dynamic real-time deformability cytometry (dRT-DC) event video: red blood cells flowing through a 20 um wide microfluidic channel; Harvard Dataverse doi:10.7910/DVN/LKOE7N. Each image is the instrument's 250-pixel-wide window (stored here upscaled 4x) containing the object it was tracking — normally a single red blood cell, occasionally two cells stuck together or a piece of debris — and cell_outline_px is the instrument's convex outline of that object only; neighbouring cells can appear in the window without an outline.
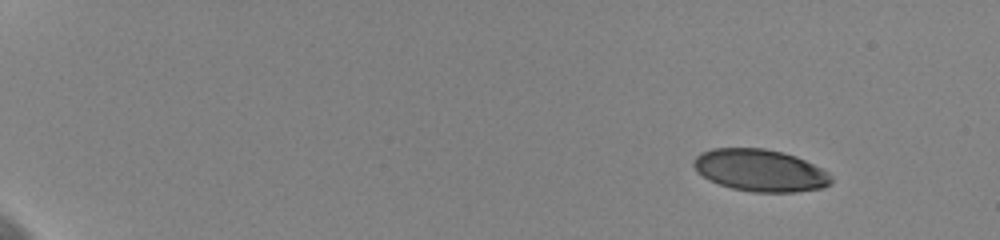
{"species": "human", "species_latin": "Homo sapiens", "temperature_condition": "cold", "stored_images_in_passage": 53, "camera_frame_rate_fps": 3000, "um_per_image_px": 0.085, "donor": {"sex": "female"}, "frame": {"image": 1, "passage_image": 1, "time_ms": 0.0, "image_size_px": [1000, 240], "cell_outline_px": [[832, 184], [824, 188], [796, 192], [756, 192], [732, 188], [708, 180], [696, 172], [692, 164], [692, 160], [700, 152], [712, 148], [764, 148], [784, 152], [796, 156], [828, 172], [832, 176]], "centroid_in_image_um": [64.6, 14.48], "position_along_channel_um": 20.4, "area_um2": 34.04}}
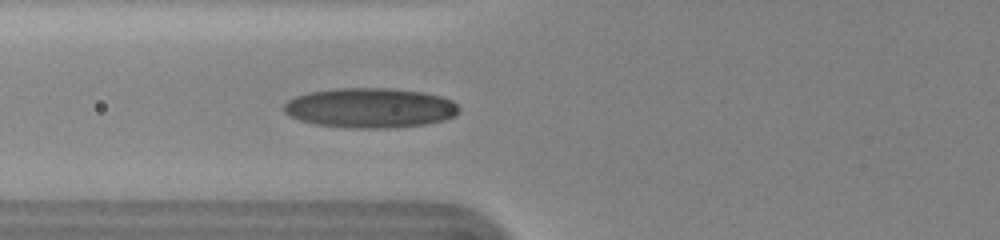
{"frame": {"image": 2, "passage_image": 20, "time_ms": 6.333, "image_size_px": [1000, 240], "cell_outline_px": [[460, 112], [456, 116], [444, 120], [424, 124], [396, 128], [348, 128], [316, 124], [300, 120], [288, 116], [284, 112], [284, 104], [288, 100], [296, 96], [308, 92], [336, 88], [388, 88], [424, 92], [440, 96], [452, 100], [460, 108]], "centroid_in_image_um": [31.47, 9.17], "position_along_channel_um": 94.3, "area_um2": 40.98}}
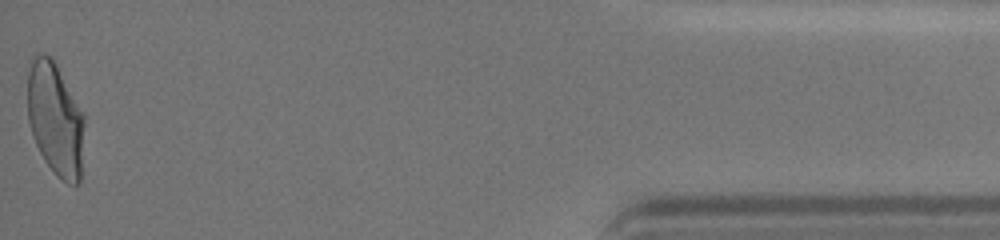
{"frame": {"image": 3, "passage_image": 53, "time_ms": 17.333, "image_size_px": [1000, 240], "cell_outline_px": [[84, 124], [80, 184], [68, 184], [60, 180], [56, 176], [44, 160], [32, 136], [28, 120], [28, 72], [32, 56], [48, 56], [56, 64], [84, 112]], "centroid_in_image_um": [4.71, 10.17], "position_along_channel_um": 430.5, "area_um2": 37.57}, "authors_computed_cell_mechanics": {"area_um2": 36.3562, "velocity_mm_per_s": 3.6195, "shape_relaxation_time_tau1_ms": 6.0759, "shape_relaxation_time_tau2_ms": 1.5044, "deformation_change_tau1": 0.1819, "deformation_change_tau2": 0.0725}}